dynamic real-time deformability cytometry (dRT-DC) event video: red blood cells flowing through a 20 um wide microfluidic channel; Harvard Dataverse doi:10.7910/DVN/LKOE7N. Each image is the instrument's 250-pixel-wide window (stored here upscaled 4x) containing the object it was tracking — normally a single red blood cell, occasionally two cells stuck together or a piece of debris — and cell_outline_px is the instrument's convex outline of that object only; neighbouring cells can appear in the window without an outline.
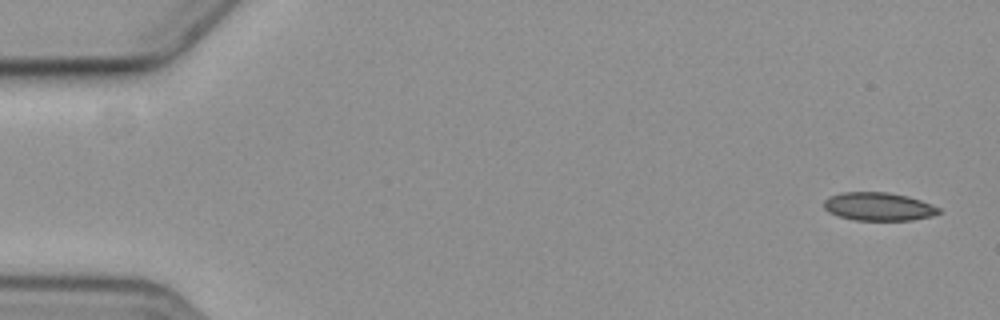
{"species": "common noctule bat (a hibernating species)", "species_latin": "Nyctalus noctula", "temperature_condition": "cold", "stored_images_in_passage": 6, "segment_of_instrument_passage": [1, 2], "camera_frame_rate_fps": 3000, "um_per_image_px": 0.085, "animal": {"sex": "female", "body_mass_g": 19.3, "forearm_length_mm": 54.1}, "frame": {"image": 1, "passage_image": 1, "time_ms": 0.0, "image_size_px": [1000, 320], "cell_outline_px": [[940, 212], [932, 216], [912, 220], [856, 220], [840, 216], [828, 212], [824, 208], [824, 200], [828, 196], [844, 192], [888, 192], [908, 196], [920, 200], [940, 208]], "centroid_in_image_um": [74.66, 17.55], "position_along_channel_um": 10.3, "area_um2": 18.84}}